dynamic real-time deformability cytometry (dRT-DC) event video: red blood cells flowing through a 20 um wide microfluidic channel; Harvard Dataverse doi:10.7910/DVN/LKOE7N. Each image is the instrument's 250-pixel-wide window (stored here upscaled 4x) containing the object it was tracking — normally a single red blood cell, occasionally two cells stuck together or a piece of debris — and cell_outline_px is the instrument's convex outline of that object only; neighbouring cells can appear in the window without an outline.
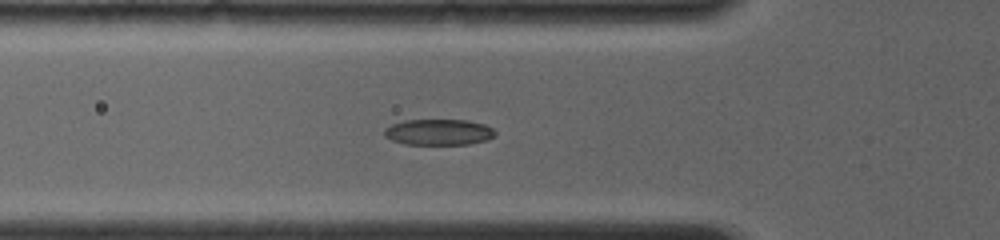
{"species": "common noctule bat (a hibernating species)", "species_latin": "Nyctalus noctula", "temperature_condition": "room temperature", "stored_images_in_passage": 34, "segment_of_instrument_passage": [1, 2], "camera_frame_rate_fps": 4000, "um_per_image_px": 0.085, "animal": {"sex": "female", "body_mass_g": 19.0, "forearm_length_mm": 56.7}, "frame": {"image": 1, "passage_image": 2, "time_ms": 0.5, "image_size_px": [1000, 240], "cell_outline_px": [[496, 136], [488, 140], [468, 144], [404, 144], [392, 140], [384, 136], [384, 128], [392, 124], [404, 120], [468, 120], [484, 124], [492, 128], [496, 132]], "centroid_in_image_um": [37.3, 11.23], "position_along_channel_um": 88.5, "area_um2": 16.88}}
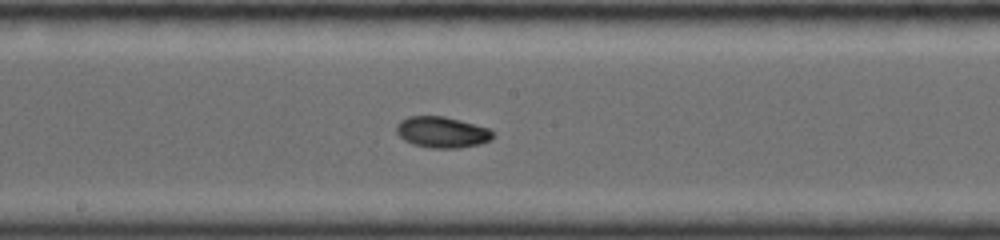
{"frame": {"image": 2, "passage_image": 11, "time_ms": 3.5, "image_size_px": [1000, 240], "cell_outline_px": [[496, 136], [492, 140], [480, 144], [460, 148], [432, 148], [412, 144], [404, 140], [396, 132], [396, 124], [400, 120], [408, 116], [444, 116], [492, 128], [496, 132]], "centroid_in_image_um": [37.63, 11.23], "position_along_channel_um": 210.6, "area_um2": 17.92}}
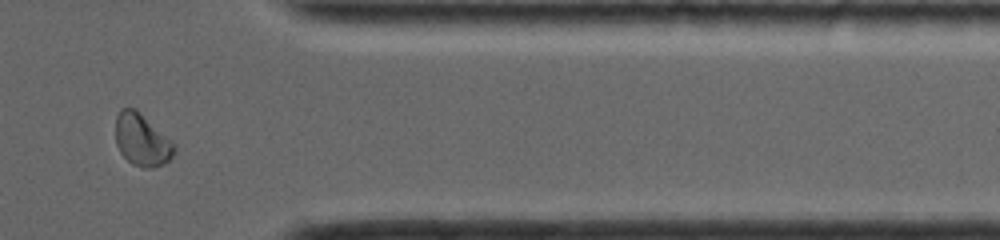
{"frame": {"image": 3, "passage_image": 25, "time_ms": 8.25, "image_size_px": [1000, 240], "cell_outline_px": [[176, 152], [164, 164], [152, 168], [144, 168], [132, 164], [120, 152], [116, 144], [116, 116], [120, 108], [136, 108], [172, 140], [176, 144]], "centroid_in_image_um": [12.08, 11.88], "position_along_channel_um": 399.3, "area_um2": 18.09}}